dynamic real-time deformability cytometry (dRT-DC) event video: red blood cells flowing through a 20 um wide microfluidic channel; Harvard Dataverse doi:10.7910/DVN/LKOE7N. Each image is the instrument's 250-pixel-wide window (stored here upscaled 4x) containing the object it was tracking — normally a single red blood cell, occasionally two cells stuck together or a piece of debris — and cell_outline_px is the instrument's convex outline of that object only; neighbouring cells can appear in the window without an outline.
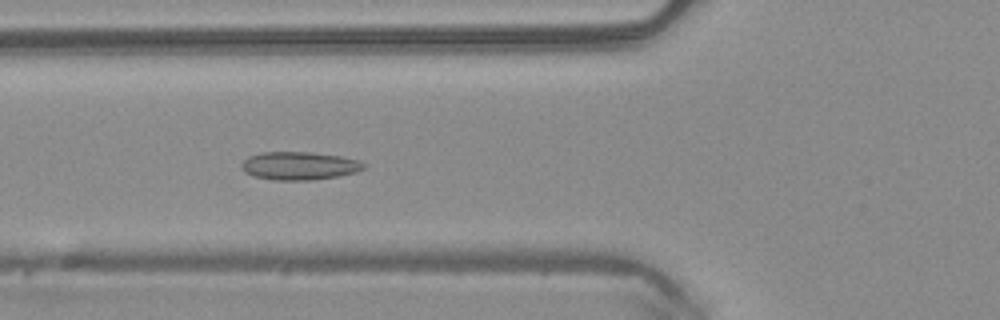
{"species": "common noctule bat (a hibernating species)", "species_latin": "Nyctalus noctula", "temperature_condition": "warm", "stored_images_in_passage": 50, "camera_frame_rate_fps": 3000, "um_per_image_px": 0.085, "animal": {"sex": "male", "body_mass_g": 20.4}, "frame": {"image": 1, "passage_image": 19, "time_ms": 6.0, "image_size_px": [1000, 320], "cell_outline_px": [[368, 164], [364, 168], [356, 172], [340, 176], [312, 180], [272, 180], [256, 176], [244, 172], [240, 168], [240, 164], [248, 156], [260, 152], [308, 152], [340, 156], [360, 160]], "centroid_in_image_um": [25.45, 14.09], "position_along_channel_um": 100.4, "area_um2": 20.23}}
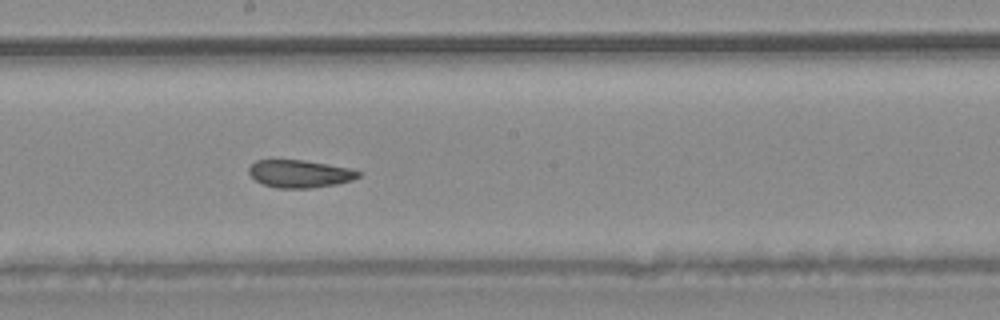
{"frame": {"image": 2, "passage_image": 28, "time_ms": 9.0, "image_size_px": [1000, 320], "cell_outline_px": [[360, 176], [352, 180], [336, 184], [312, 188], [276, 188], [264, 184], [256, 180], [248, 172], [248, 168], [256, 160], [304, 160], [352, 168], [360, 172]], "centroid_in_image_um": [25.5, 14.77], "position_along_channel_um": 222.7, "area_um2": 17.63}}
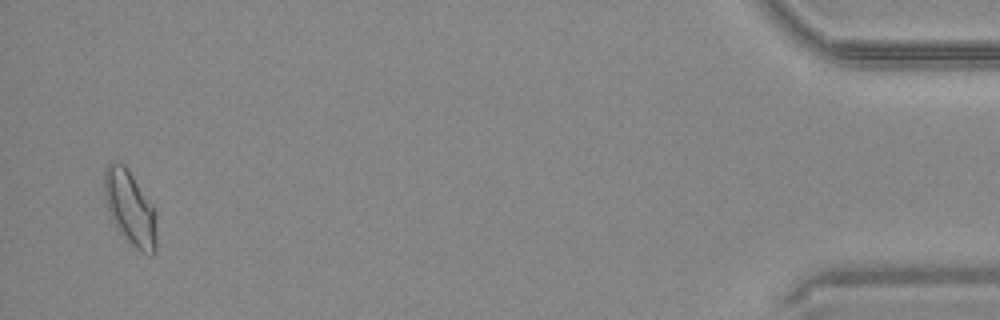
{"frame": {"image": 3, "passage_image": 49, "time_ms": 16.0, "image_size_px": [1000, 320], "cell_outline_px": [[156, 252], [152, 256], [148, 256], [140, 252], [116, 228], [108, 212], [104, 196], [104, 168], [108, 164], [124, 164], [156, 208]], "centroid_in_image_um": [11.08, 17.72], "position_along_channel_um": 424.1, "area_um2": 22.89}, "authors_computed_cell_mechanics": {"area_um2": 19.7098, "velocity_mm_per_s": 4.069, "shape_relaxation_time_tau1_ms": null, "shape_relaxation_time_tau2_ms": 2.5649, "deformation_change_tau1": null, "deformation_change_tau2": 0.0877}}